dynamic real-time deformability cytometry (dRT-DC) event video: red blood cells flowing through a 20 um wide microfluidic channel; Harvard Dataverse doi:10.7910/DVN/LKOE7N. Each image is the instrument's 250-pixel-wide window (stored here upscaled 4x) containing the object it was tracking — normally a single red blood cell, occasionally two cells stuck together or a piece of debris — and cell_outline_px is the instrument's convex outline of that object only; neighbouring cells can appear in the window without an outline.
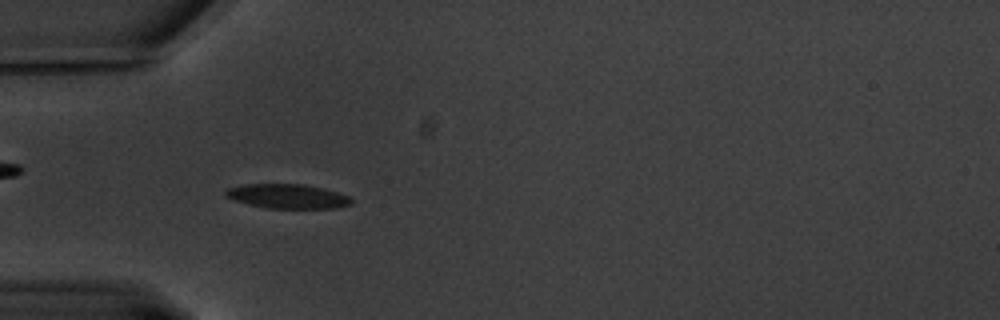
{"species": "common noctule bat (a hibernating species)", "species_latin": "Nyctalus noctula", "temperature_condition": "warm", "stored_images_in_passage": 62, "camera_frame_rate_fps": 3000, "um_per_image_px": 0.085, "animal": {"sex": "male", "body_mass_g": 20.1, "forearm_length_mm": 53.5}, "frame": {"image": 1, "passage_image": 19, "time_ms": 6.0, "image_size_px": [1000, 320], "cell_outline_px": [[352, 204], [336, 208], [268, 208], [248, 204], [224, 196], [224, 192], [228, 188], [244, 184], [304, 184], [336, 192], [348, 196], [352, 200]], "centroid_in_image_um": [24.42, 16.68], "position_along_channel_um": 60.6, "area_um2": 17.69}}
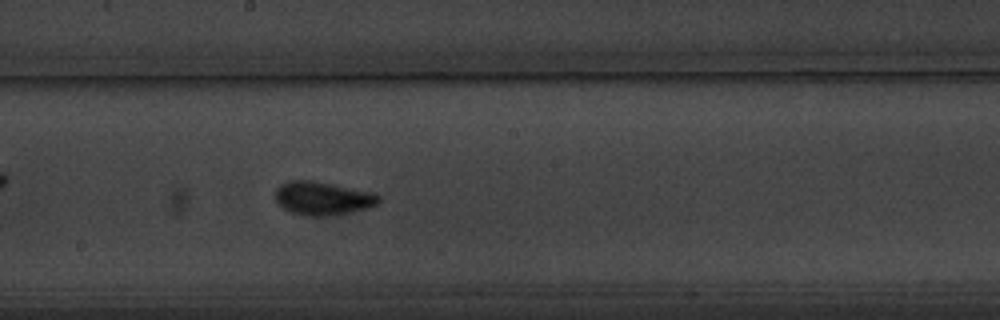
{"frame": {"image": 2, "passage_image": 34, "time_ms": 11.0, "image_size_px": [1000, 320], "cell_outline_px": [[380, 204], [368, 208], [332, 216], [308, 216], [292, 212], [276, 204], [276, 188], [280, 184], [292, 180], [312, 180], [372, 192], [380, 196]], "centroid_in_image_um": [27.44, 16.86], "position_along_channel_um": 220.8, "area_um2": 20.23}}
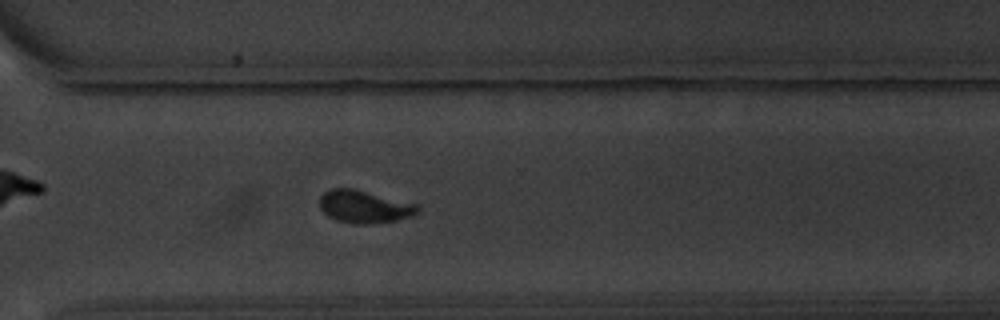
{"frame": {"image": 3, "passage_image": 45, "time_ms": 14.667, "image_size_px": [1000, 320], "cell_outline_px": [[420, 208], [412, 216], [396, 220], [372, 224], [356, 224], [336, 220], [328, 216], [320, 208], [320, 196], [324, 192], [332, 188], [352, 188], [416, 204]], "centroid_in_image_um": [30.93, 17.57], "position_along_channel_um": 339.7, "area_um2": 18.44}, "authors_computed_cell_mechanics": {"area_um2": 18.207, "velocity_mm_per_s": 3.2544, "shape_relaxation_time_tau1_ms": 3.3083, "shape_relaxation_time_tau2_ms": 1.0843, "deformation_change_tau1": 0.1546, "deformation_change_tau2": 0.0519}}